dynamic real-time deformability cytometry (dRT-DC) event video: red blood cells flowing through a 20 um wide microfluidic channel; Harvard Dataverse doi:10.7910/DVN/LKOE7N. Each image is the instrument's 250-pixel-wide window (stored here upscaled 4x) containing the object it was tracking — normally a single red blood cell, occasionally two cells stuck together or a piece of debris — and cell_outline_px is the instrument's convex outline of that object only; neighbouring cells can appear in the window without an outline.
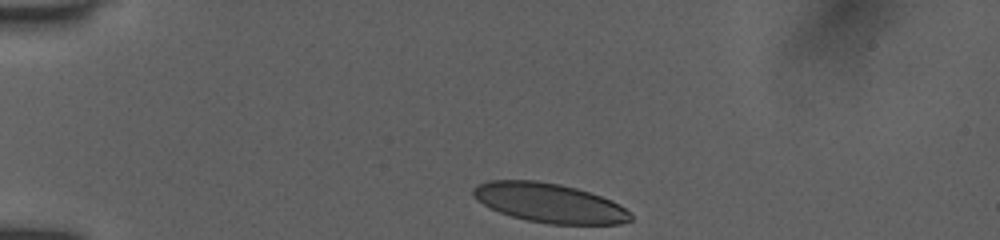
{"species": "human", "species_latin": "Homo sapiens", "temperature_condition": "room temperature", "stored_images_in_passage": 17, "camera_frame_rate_fps": 3000, "um_per_image_px": 0.085, "donor": {"sex": "female"}, "frame": {"image": 1, "passage_image": 1, "time_ms": 0.0, "image_size_px": [1000, 240], "cell_outline_px": [[632, 220], [620, 224], [548, 224], [528, 220], [512, 216], [500, 212], [476, 200], [472, 196], [472, 188], [476, 184], [488, 180], [536, 180], [560, 184], [576, 188], [612, 200], [624, 208], [632, 216]], "centroid_in_image_um": [46.66, 17.24], "position_along_channel_um": 38.3, "area_um2": 36.01}}
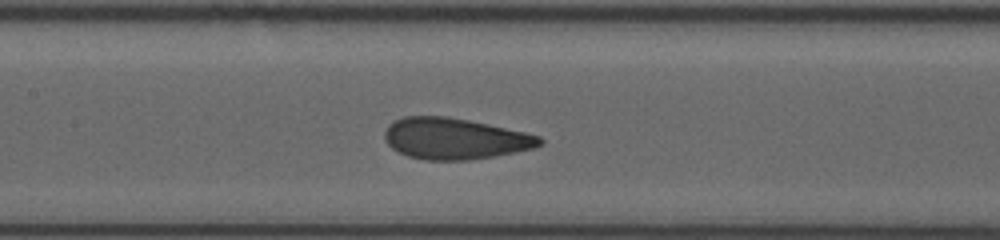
{"frame": {"image": 2, "passage_image": 10, "time_ms": 4.667, "image_size_px": [1000, 240], "cell_outline_px": [[544, 144], [536, 148], [492, 156], [468, 160], [424, 160], [408, 156], [392, 148], [384, 140], [384, 132], [388, 124], [392, 120], [404, 116], [444, 116], [468, 120], [488, 124], [524, 132], [540, 136], [544, 140]], "centroid_in_image_um": [38.64, 11.78], "position_along_channel_um": 168.8, "area_um2": 37.34}}
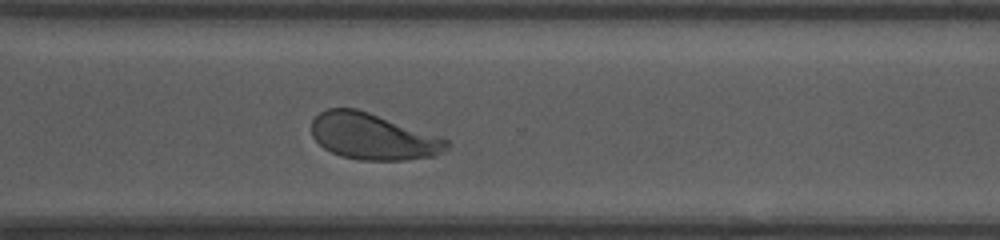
{"frame": {"image": 3, "passage_image": 17, "time_ms": 9.0, "image_size_px": [1000, 240], "cell_outline_px": [[452, 144], [444, 152], [432, 156], [404, 160], [360, 160], [340, 156], [324, 148], [312, 136], [312, 120], [320, 112], [328, 108], [356, 108], [440, 136], [448, 140]], "centroid_in_image_um": [31.71, 11.61], "position_along_channel_um": 338.9, "area_um2": 36.41}}